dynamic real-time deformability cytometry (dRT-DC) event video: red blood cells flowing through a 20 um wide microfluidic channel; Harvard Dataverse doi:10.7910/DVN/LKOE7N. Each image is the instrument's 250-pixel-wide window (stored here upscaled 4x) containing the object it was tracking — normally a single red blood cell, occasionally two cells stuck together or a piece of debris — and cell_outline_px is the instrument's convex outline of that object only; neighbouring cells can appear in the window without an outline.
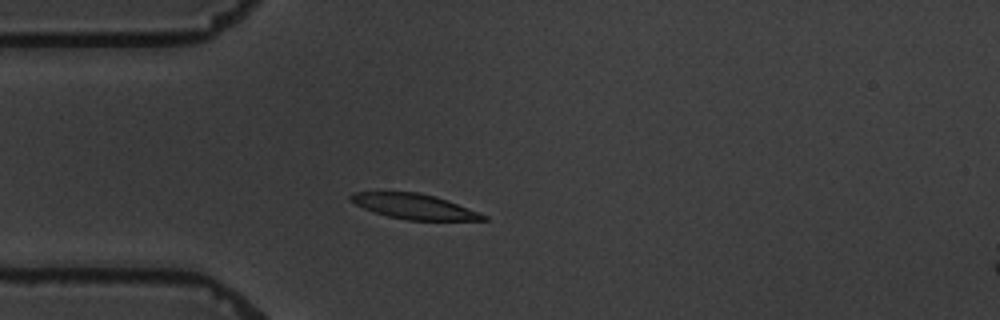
{"species": "common noctule bat (a hibernating species)", "species_latin": "Nyctalus noctula", "temperature_condition": "warm", "stored_images_in_passage": 4, "camera_frame_rate_fps": 3000, "um_per_image_px": 0.085, "animal": {"sex": "male", "body_mass_g": 19.5, "forearm_length_mm": 54.6}, "frame": {"image": 1, "passage_image": 4, "time_ms": 3.333, "image_size_px": [1000, 320], "cell_outline_px": [[488, 220], [408, 220], [388, 216], [364, 208], [356, 204], [348, 196], [352, 192], [420, 192], [436, 196], [448, 200], [488, 216]], "centroid_in_image_um": [35.23, 17.54], "position_along_channel_um": 49.8, "area_um2": 19.25}}